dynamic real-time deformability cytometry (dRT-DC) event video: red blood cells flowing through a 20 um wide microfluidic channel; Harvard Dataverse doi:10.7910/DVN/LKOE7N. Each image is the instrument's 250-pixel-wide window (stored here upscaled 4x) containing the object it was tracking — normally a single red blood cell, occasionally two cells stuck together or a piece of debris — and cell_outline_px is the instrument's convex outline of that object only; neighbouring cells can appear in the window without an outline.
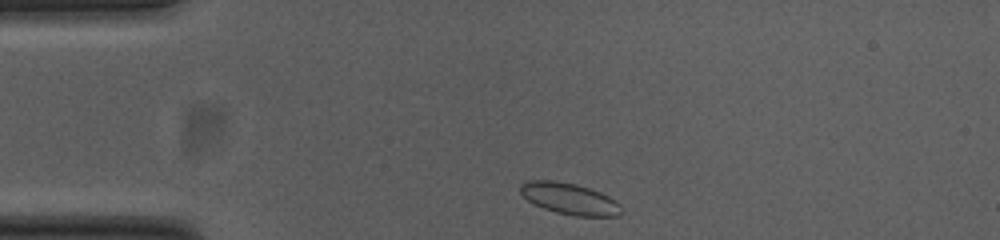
{"species": "common noctule bat (a hibernating species)", "species_latin": "Nyctalus noctula", "temperature_condition": "cold", "stored_images_in_passage": 36, "camera_frame_rate_fps": 3000, "um_per_image_px": 0.085, "animal": {"sex": "female", "body_mass_g": 23.0, "forearm_length_mm": 53.4}, "frame": {"image": 1, "passage_image": 1, "time_ms": 0.0, "image_size_px": [1000, 240], "cell_outline_px": [[624, 208], [616, 216], [576, 216], [556, 212], [532, 204], [520, 192], [520, 184], [528, 180], [552, 180], [576, 184], [600, 192], [616, 200]], "centroid_in_image_um": [48.4, 16.89], "position_along_channel_um": 36.6, "area_um2": 18.5}}
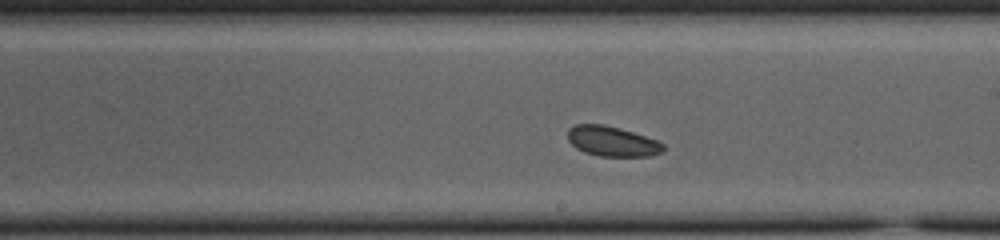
{"frame": {"image": 2, "passage_image": 20, "time_ms": 6.333, "image_size_px": [1000, 240], "cell_outline_px": [[664, 152], [652, 156], [600, 156], [584, 152], [576, 148], [568, 140], [568, 128], [576, 124], [604, 124], [660, 140], [664, 144]], "centroid_in_image_um": [52.06, 12.01], "position_along_channel_um": 236.9, "area_um2": 16.88}}
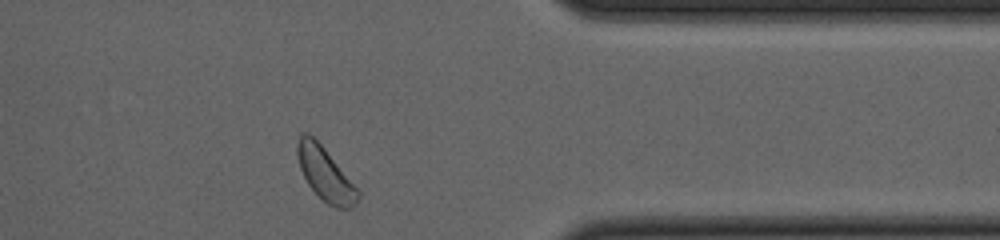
{"frame": {"image": 3, "passage_image": 33, "time_ms": 10.667, "image_size_px": [1000, 240], "cell_outline_px": [[360, 196], [356, 204], [352, 208], [336, 208], [328, 204], [308, 184], [300, 168], [296, 152], [296, 144], [300, 136], [304, 132], [308, 132], [324, 148], [360, 192]], "centroid_in_image_um": [27.64, 14.79], "position_along_channel_um": 383.8, "area_um2": 18.38}}